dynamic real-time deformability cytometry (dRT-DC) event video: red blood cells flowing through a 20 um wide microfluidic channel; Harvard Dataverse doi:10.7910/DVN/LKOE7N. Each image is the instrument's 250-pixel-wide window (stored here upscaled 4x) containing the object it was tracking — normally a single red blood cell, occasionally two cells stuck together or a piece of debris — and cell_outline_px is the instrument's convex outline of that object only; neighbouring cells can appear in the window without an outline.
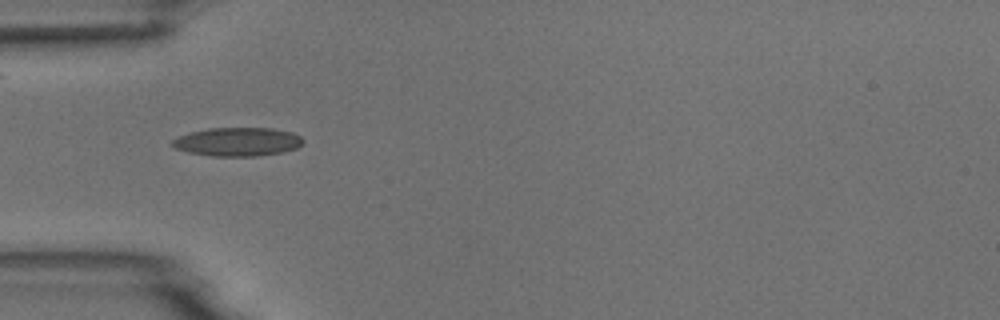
{"species": "common noctule bat (a hibernating species)", "species_latin": "Nyctalus noctula", "temperature_condition": "room temperature", "stored_images_in_passage": 7, "camera_frame_rate_fps": 3000, "um_per_image_px": 0.085, "animal": {"sex": "male", "body_mass_g": 18.8}, "frame": {"image": 1, "passage_image": 6, "time_ms": 6.0, "image_size_px": [1000, 320], "cell_outline_px": [[304, 140], [296, 148], [284, 152], [256, 156], [212, 156], [188, 152], [176, 148], [172, 144], [172, 140], [180, 136], [192, 132], [208, 128], [272, 128], [292, 132], [300, 136]], "centroid_in_image_um": [20.22, 12.05], "position_along_channel_um": 64.8, "area_um2": 21.68}}